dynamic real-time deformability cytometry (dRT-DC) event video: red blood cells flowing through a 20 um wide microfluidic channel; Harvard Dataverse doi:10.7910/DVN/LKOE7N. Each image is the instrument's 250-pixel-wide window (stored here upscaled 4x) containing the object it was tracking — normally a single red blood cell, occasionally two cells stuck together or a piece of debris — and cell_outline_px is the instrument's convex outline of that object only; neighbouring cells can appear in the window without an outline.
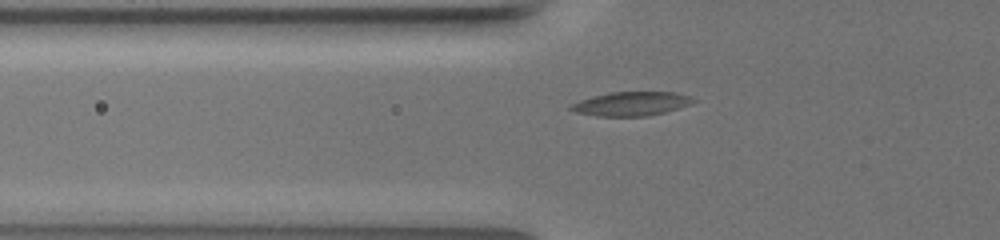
{"species": "common noctule bat (a hibernating species)", "species_latin": "Nyctalus noctula", "temperature_condition": "warm", "stored_images_in_passage": 45, "camera_frame_rate_fps": 3000, "um_per_image_px": 0.085, "animal": {"sex": "female", "body_mass_g": 19.5, "forearm_length_mm": 54.1}, "frame": {"image": 1, "passage_image": 5, "time_ms": 1.333, "image_size_px": [1000, 240], "cell_outline_px": [[696, 100], [688, 104], [664, 112], [644, 116], [596, 116], [576, 112], [568, 108], [572, 104], [580, 100], [612, 92], [672, 92], [688, 96]], "centroid_in_image_um": [53.61, 8.82], "position_along_channel_um": 72.2, "area_um2": 16.59}}
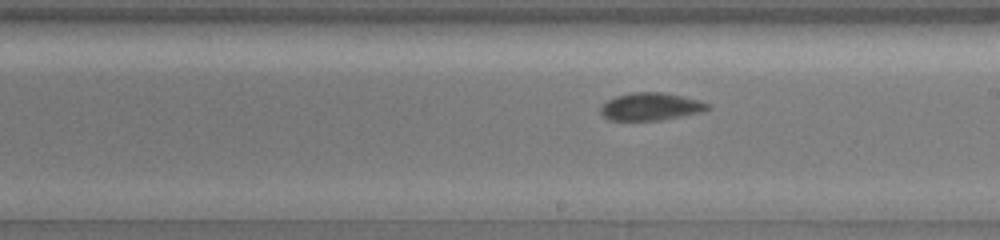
{"frame": {"image": 2, "passage_image": 20, "time_ms": 6.333, "image_size_px": [1000, 240], "cell_outline_px": [[712, 104], [708, 108], [700, 112], [660, 120], [608, 120], [600, 112], [600, 108], [608, 100], [616, 96], [632, 92], [660, 92], [680, 96]], "centroid_in_image_um": [55.27, 9.06], "position_along_channel_um": 233.7, "area_um2": 16.88}}
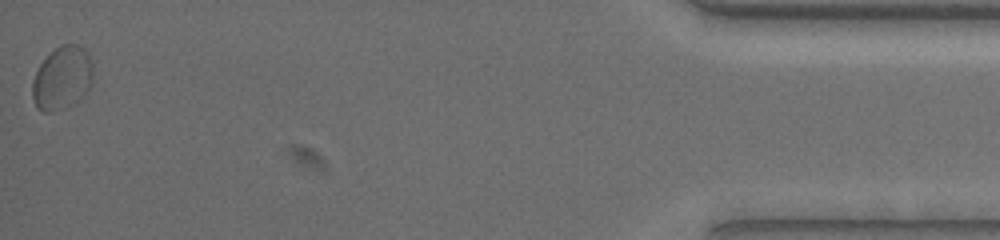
{"frame": {"image": 3, "passage_image": 45, "time_ms": 14.667, "image_size_px": [1000, 240], "cell_outline_px": [[92, 80], [88, 88], [72, 104], [64, 108], [48, 112], [44, 112], [36, 104], [32, 96], [32, 80], [40, 64], [60, 44], [76, 44], [84, 48], [92, 64]], "centroid_in_image_um": [5.27, 6.61], "position_along_channel_um": 429.9, "area_um2": 21.79}, "authors_computed_cell_mechanics": {"area_um2": 17.3978, "velocity_mm_per_s": 3.2903, "shape_relaxation_time_tau1_ms": null, "shape_relaxation_time_tau2_ms": 2.3482, "deformation_change_tau1": null, "deformation_change_tau2": 0.0592}}